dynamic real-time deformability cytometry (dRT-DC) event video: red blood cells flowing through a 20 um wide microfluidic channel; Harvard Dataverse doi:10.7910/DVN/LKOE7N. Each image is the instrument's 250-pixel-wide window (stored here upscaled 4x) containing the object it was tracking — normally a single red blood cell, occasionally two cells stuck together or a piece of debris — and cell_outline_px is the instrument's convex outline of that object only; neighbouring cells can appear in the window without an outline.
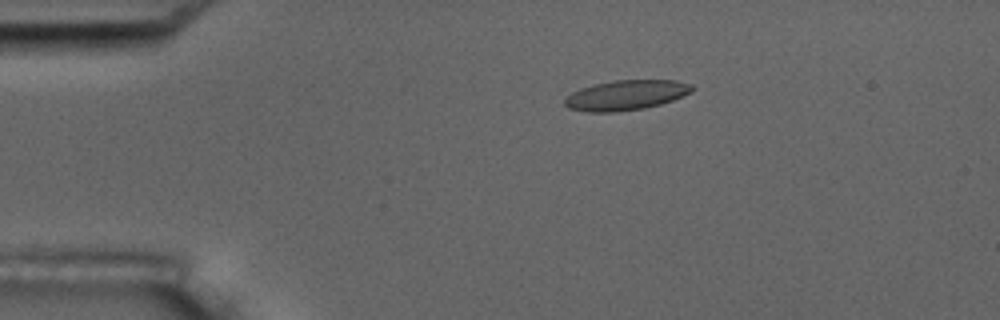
{"species": "common noctule bat (a hibernating species)", "species_latin": "Nyctalus noctula", "temperature_condition": "room temperature", "stored_images_in_passage": 4, "camera_frame_rate_fps": 3000, "um_per_image_px": 0.085, "animal": {"sex": "male", "body_mass_g": 17.5, "forearm_length_mm": 52.3}, "frame": {"image": 1, "passage_image": 4, "time_ms": 4.667, "image_size_px": [1000, 320], "cell_outline_px": [[692, 92], [672, 100], [660, 104], [644, 108], [616, 112], [588, 112], [568, 108], [564, 104], [564, 100], [572, 92], [580, 88], [596, 84], [616, 80], [676, 80], [692, 84]], "centroid_in_image_um": [53.2, 8.09], "position_along_channel_um": 31.8, "area_um2": 22.14}}